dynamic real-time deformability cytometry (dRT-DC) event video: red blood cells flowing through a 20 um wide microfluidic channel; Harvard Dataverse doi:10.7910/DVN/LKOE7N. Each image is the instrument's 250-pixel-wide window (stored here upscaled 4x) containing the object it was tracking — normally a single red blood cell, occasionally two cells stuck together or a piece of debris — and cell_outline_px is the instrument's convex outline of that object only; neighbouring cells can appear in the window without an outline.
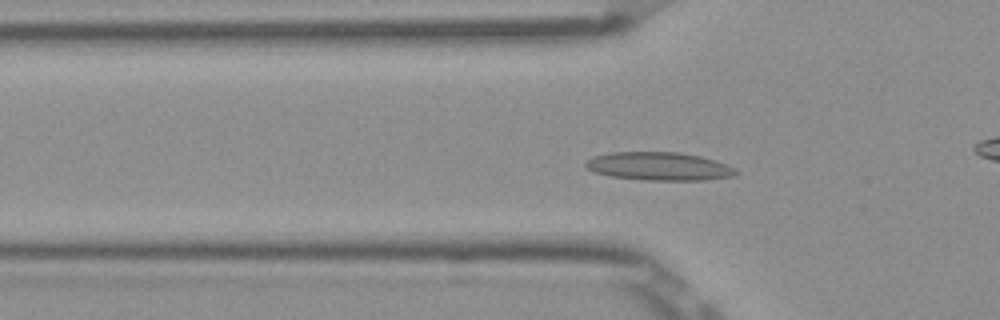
{"species": "Egyptian fruit bat (a non-hibernating species)", "species_latin": "Rousettus aegyptiacus", "temperature_condition": "room temperature", "stored_images_in_passage": 54, "camera_frame_rate_fps": 3000, "um_per_image_px": 0.085, "frame": {"image": 1, "passage_image": 18, "time_ms": 5.667, "image_size_px": [1000, 320], "cell_outline_px": [[740, 172], [736, 176], [704, 180], [648, 180], [612, 176], [596, 172], [588, 168], [584, 164], [592, 156], [612, 152], [676, 152], [700, 156], [716, 160], [736, 168]], "centroid_in_image_um": [56.09, 14.13], "position_along_channel_um": 69.7, "area_um2": 24.68}}
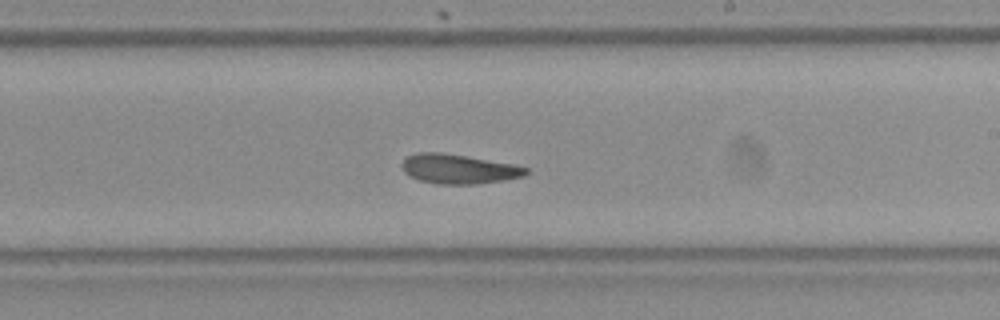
{"frame": {"image": 2, "passage_image": 32, "time_ms": 10.333, "image_size_px": [1000, 320], "cell_outline_px": [[528, 172], [524, 176], [504, 180], [476, 184], [436, 184], [420, 180], [408, 176], [404, 172], [400, 164], [408, 156], [416, 152], [440, 152], [512, 164], [528, 168]], "centroid_in_image_um": [38.94, 14.37], "position_along_channel_um": 250.1, "area_um2": 21.21}}
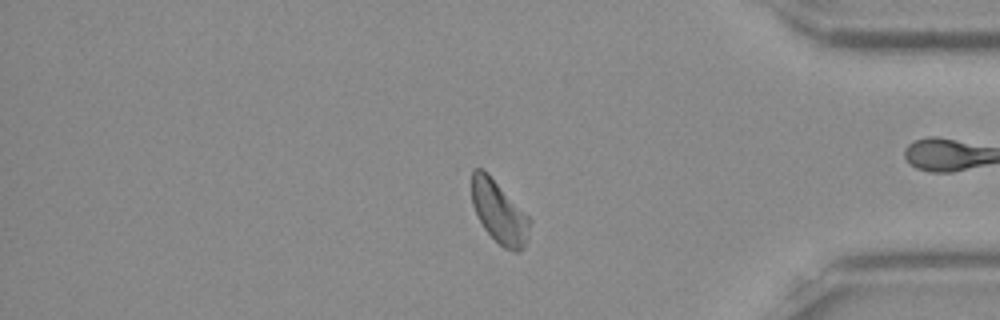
{"frame": {"image": 3, "passage_image": 45, "time_ms": 14.667, "image_size_px": [1000, 320], "cell_outline_px": [[532, 220], [528, 240], [524, 248], [516, 252], [512, 252], [504, 248], [484, 228], [472, 204], [472, 168], [484, 168], [488, 172]], "centroid_in_image_um": [42.45, 18.02], "position_along_channel_um": 392.7, "area_um2": 21.21}, "authors_computed_cell_mechanics": {"area_um2": 21.5883, "velocity_mm_per_s": 3.8605, "shape_relaxation_time_tau1_ms": 4.6162, "shape_relaxation_time_tau2_ms": 2.7449, "deformation_change_tau1": 0.1398, "deformation_change_tau2": 0.1042}}